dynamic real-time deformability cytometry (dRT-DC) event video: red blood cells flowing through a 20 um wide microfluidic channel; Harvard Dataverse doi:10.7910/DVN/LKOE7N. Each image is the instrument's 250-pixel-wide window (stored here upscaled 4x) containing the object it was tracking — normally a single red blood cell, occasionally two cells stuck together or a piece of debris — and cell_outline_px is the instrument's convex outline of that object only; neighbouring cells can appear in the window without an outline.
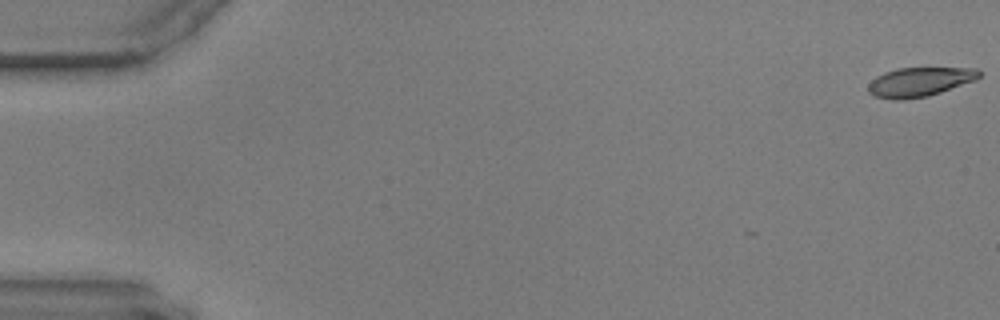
{"species": "common noctule bat (a hibernating species)", "species_latin": "Nyctalus noctula", "temperature_condition": "warm", "stored_images_in_passage": 49, "camera_frame_rate_fps": 3000, "um_per_image_px": 0.085, "animal": {"sex": "male", "body_mass_g": 17.9, "forearm_length_mm": 54.2}, "frame": {"image": 1, "passage_image": 1, "time_ms": 0.0, "image_size_px": [1000, 320], "cell_outline_px": [[980, 76], [976, 80], [928, 96], [904, 100], [892, 100], [872, 96], [868, 92], [868, 84], [876, 76], [884, 72], [896, 68], [976, 68], [980, 72]], "centroid_in_image_um": [78.12, 6.97], "position_along_channel_um": 6.9, "area_um2": 19.02}}
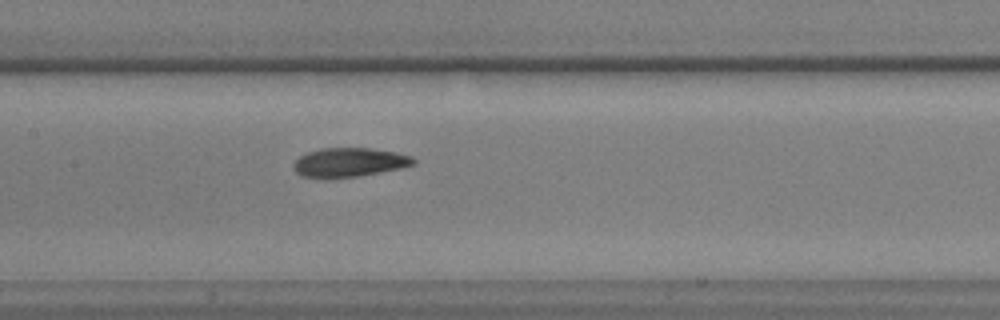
{"frame": {"image": 2, "passage_image": 29, "time_ms": 9.333, "image_size_px": [1000, 320], "cell_outline_px": [[416, 164], [400, 168], [380, 172], [356, 176], [328, 180], [304, 176], [296, 172], [292, 168], [292, 164], [300, 156], [308, 152], [320, 148], [372, 148], [396, 152], [412, 156], [416, 160]], "centroid_in_image_um": [29.67, 13.81], "position_along_channel_um": 177.7, "area_um2": 20.63}}
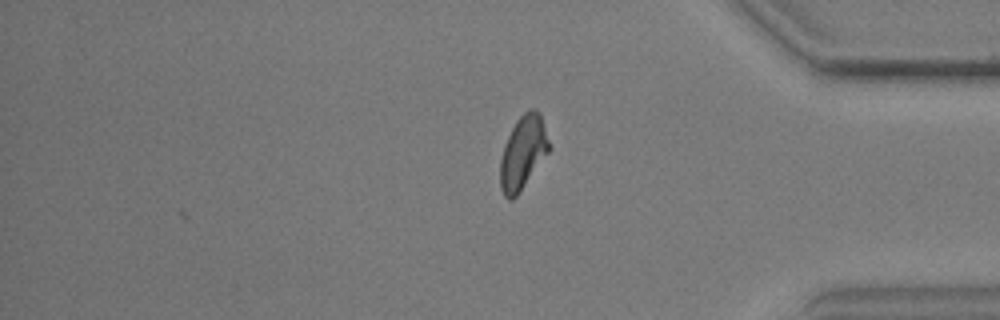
{"frame": {"image": 3, "passage_image": 49, "time_ms": 16.0, "image_size_px": [1000, 320], "cell_outline_px": [[548, 152], [516, 196], [512, 200], [508, 200], [504, 196], [500, 188], [500, 160], [504, 144], [516, 120], [528, 108], [536, 108], [540, 112], [548, 140]], "centroid_in_image_um": [44.42, 12.95], "position_along_channel_um": 390.8, "area_um2": 20.58}}